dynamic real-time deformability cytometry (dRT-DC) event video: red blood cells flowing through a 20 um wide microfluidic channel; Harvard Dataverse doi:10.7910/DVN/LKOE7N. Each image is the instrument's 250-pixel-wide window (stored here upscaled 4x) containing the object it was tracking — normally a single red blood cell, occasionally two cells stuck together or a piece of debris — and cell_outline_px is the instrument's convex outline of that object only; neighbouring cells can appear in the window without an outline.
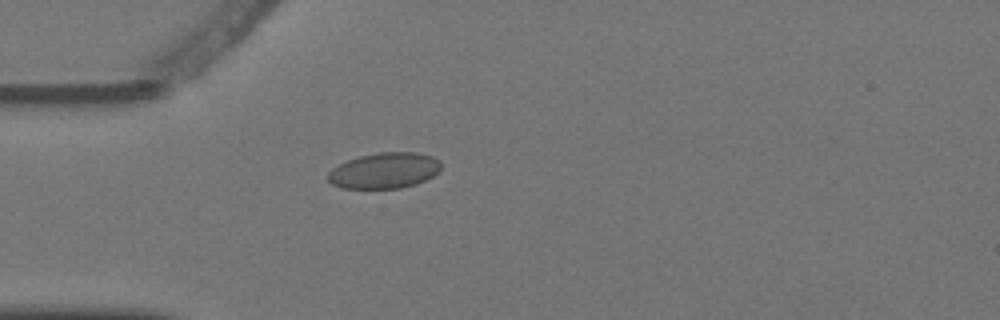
{"species": "Egyptian fruit bat (a non-hibernating species)", "species_latin": "Rousettus aegyptiacus", "temperature_condition": "warm", "stored_images_in_passage": 1, "camera_frame_rate_fps": 3000, "um_per_image_px": 0.085, "animal": {"sex": "female"}, "frame": {"image": 1, "passage_image": 1, "time_ms": 0.0, "image_size_px": [1000, 320], "cell_outline_px": [[440, 172], [416, 184], [400, 188], [340, 188], [332, 184], [328, 180], [328, 172], [332, 168], [348, 160], [360, 156], [380, 152], [416, 152], [432, 156], [440, 160]], "centroid_in_image_um": [32.68, 14.5], "position_along_channel_um": 52.3, "area_um2": 23.58}}